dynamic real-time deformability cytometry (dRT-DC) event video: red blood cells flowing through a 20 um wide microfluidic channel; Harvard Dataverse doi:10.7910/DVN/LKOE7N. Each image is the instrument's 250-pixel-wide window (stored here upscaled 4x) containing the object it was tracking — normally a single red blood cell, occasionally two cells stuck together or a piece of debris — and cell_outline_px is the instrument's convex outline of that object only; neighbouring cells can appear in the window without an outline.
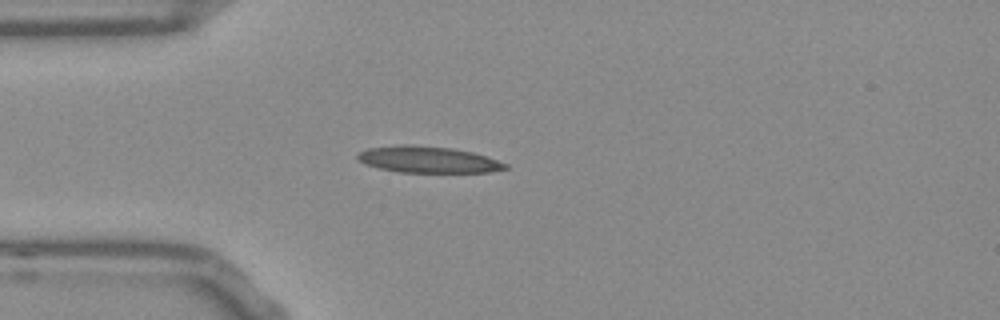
{"species": "Egyptian fruit bat (a non-hibernating species)", "species_latin": "Rousettus aegyptiacus", "temperature_condition": "room temperature", "stored_images_in_passage": 40, "camera_frame_rate_fps": 3000, "um_per_image_px": 0.085, "frame": {"image": 1, "passage_image": 1, "time_ms": 0.0, "image_size_px": [1000, 320], "cell_outline_px": [[508, 168], [488, 172], [400, 172], [380, 168], [364, 164], [356, 160], [356, 156], [360, 152], [368, 148], [400, 144], [412, 144], [452, 148], [472, 152], [508, 164]], "centroid_in_image_um": [36.33, 13.55], "position_along_channel_um": 48.7, "area_um2": 22.72}}
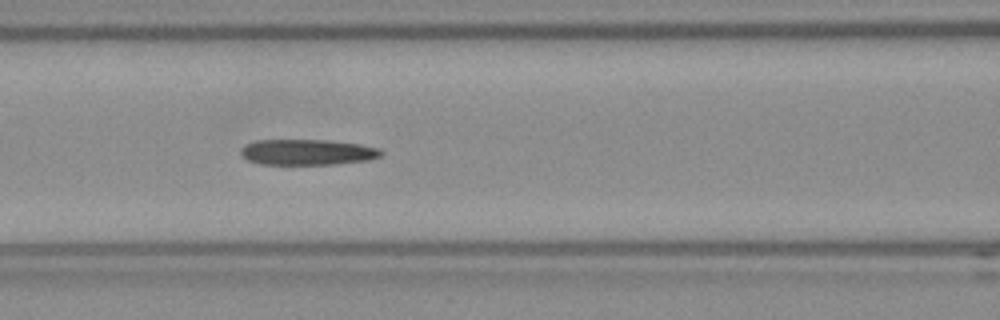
{"frame": {"image": 2, "passage_image": 9, "time_ms": 2.667, "image_size_px": [1000, 320], "cell_outline_px": [[384, 152], [380, 156], [368, 160], [332, 164], [260, 164], [248, 160], [240, 152], [240, 148], [244, 144], [256, 140], [328, 140], [360, 144], [380, 148]], "centroid_in_image_um": [26.12, 12.92], "position_along_channel_um": 140.5, "area_um2": 21.04}}
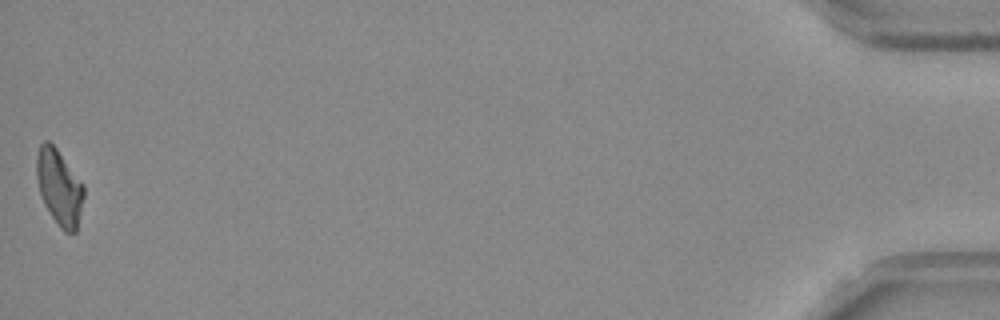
{"frame": {"image": 3, "passage_image": 40, "time_ms": 13.0, "image_size_px": [1000, 320], "cell_outline_px": [[84, 196], [76, 232], [64, 232], [60, 228], [44, 204], [40, 192], [36, 176], [36, 156], [40, 144], [44, 140], [48, 140], [56, 148], [84, 184]], "centroid_in_image_um": [5.04, 15.9], "position_along_channel_um": 430.2, "area_um2": 20.75}, "authors_computed_cell_mechanics": {"area_um2": 21.5305, "velocity_mm_per_s": 3.8017, "shape_relaxation_time_tau1_ms": null, "shape_relaxation_time_tau2_ms": 2.7266, "deformation_change_tau1": null, "deformation_change_tau2": 0.1264}}